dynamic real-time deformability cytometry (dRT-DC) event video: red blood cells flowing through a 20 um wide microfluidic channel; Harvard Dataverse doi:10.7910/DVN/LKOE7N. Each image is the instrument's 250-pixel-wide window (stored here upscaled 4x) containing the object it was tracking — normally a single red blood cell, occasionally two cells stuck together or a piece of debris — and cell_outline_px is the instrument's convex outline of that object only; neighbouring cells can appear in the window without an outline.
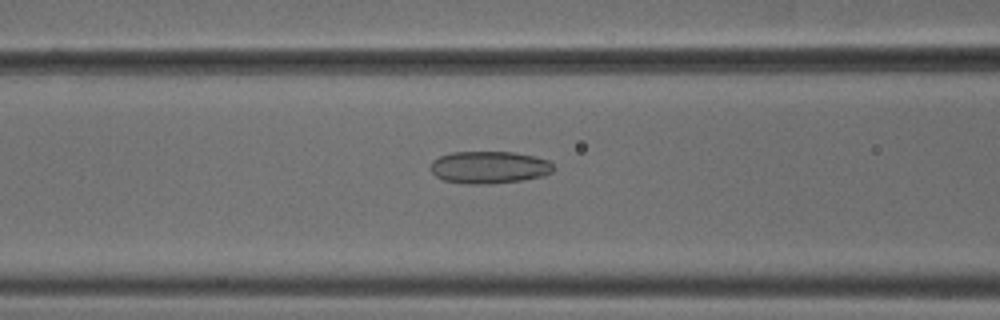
{"species": "common noctule bat (a hibernating species)", "species_latin": "Nyctalus noctula", "temperature_condition": "cold", "stored_images_in_passage": 53, "camera_frame_rate_fps": 3000, "um_per_image_px": 0.085, "animal": {"sex": "male", "body_mass_g": 18.8}, "frame": {"image": 1, "passage_image": 22, "time_ms": 7.0, "image_size_px": [1000, 320], "cell_outline_px": [[556, 168], [552, 172], [544, 176], [520, 180], [488, 184], [468, 184], [444, 180], [436, 176], [428, 168], [432, 160], [440, 156], [452, 152], [516, 152], [536, 156], [548, 160]], "centroid_in_image_um": [41.59, 14.21], "position_along_channel_um": 125.0, "area_um2": 23.35}}
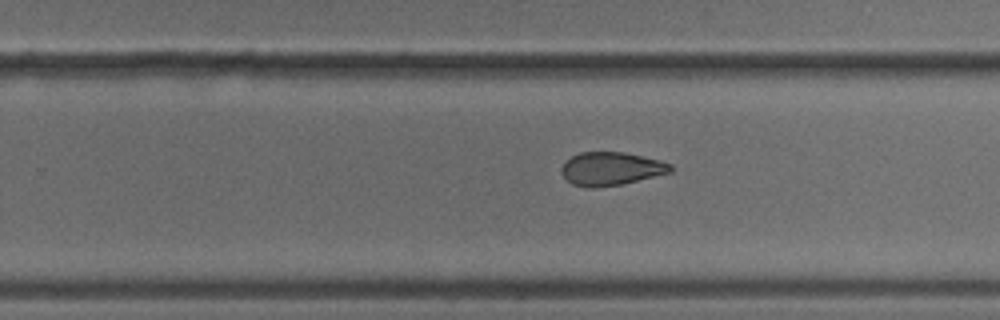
{"frame": {"image": 2, "passage_image": 34, "time_ms": 11.0, "image_size_px": [1000, 320], "cell_outline_px": [[672, 172], [620, 184], [596, 188], [588, 188], [572, 184], [560, 172], [560, 168], [564, 160], [580, 152], [624, 152], [660, 160], [672, 164]], "centroid_in_image_um": [51.9, 14.34], "position_along_channel_um": 277.9, "area_um2": 21.21}}
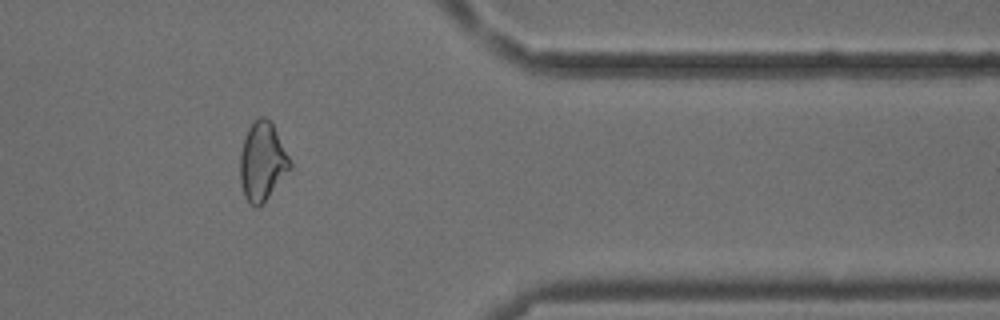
{"frame": {"image": 3, "passage_image": 44, "time_ms": 14.333, "image_size_px": [1000, 320], "cell_outline_px": [[292, 168], [268, 196], [256, 208], [248, 204], [244, 196], [240, 184], [240, 152], [248, 128], [252, 120], [260, 116], [264, 116], [272, 120], [292, 164]], "centroid_in_image_um": [22.29, 13.69], "position_along_channel_um": 389.1, "area_um2": 23.06}, "authors_computed_cell_mechanics": {"area_um2": 23.3512, "velocity_mm_per_s": 3.8185, "shape_relaxation_time_tau1_ms": 5.0859, "shape_relaxation_time_tau2_ms": 2.3159, "deformation_change_tau1": 0.1227, "deformation_change_tau2": 0.0962}}